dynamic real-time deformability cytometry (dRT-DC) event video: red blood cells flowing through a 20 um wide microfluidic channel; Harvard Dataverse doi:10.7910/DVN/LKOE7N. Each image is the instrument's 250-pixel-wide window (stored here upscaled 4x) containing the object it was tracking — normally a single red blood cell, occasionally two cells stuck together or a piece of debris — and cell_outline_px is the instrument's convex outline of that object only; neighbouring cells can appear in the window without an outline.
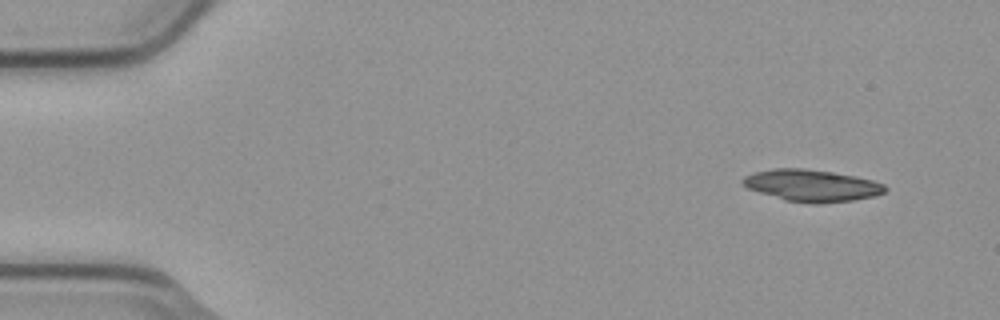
{"species": "common noctule bat (a hibernating species)", "species_latin": "Nyctalus noctula", "temperature_condition": "cold", "stored_images_in_passage": 6, "segment_of_instrument_passage": [2, 2], "camera_frame_rate_fps": 3000, "um_per_image_px": 0.085, "animal": {"sex": "male", "body_mass_g": 23.1, "forearm_length_mm": 52.7}, "frame": {"image": 1, "passage_image": 6, "time_ms": 1.667, "image_size_px": [1000, 320], "cell_outline_px": [[888, 188], [884, 192], [876, 196], [852, 200], [816, 204], [784, 200], [748, 188], [740, 180], [744, 176], [756, 172], [772, 168], [804, 168], [832, 172], [856, 176], [872, 180], [884, 184]], "centroid_in_image_um": [69.02, 15.76], "position_along_channel_um": 16.0, "area_um2": 26.36}}